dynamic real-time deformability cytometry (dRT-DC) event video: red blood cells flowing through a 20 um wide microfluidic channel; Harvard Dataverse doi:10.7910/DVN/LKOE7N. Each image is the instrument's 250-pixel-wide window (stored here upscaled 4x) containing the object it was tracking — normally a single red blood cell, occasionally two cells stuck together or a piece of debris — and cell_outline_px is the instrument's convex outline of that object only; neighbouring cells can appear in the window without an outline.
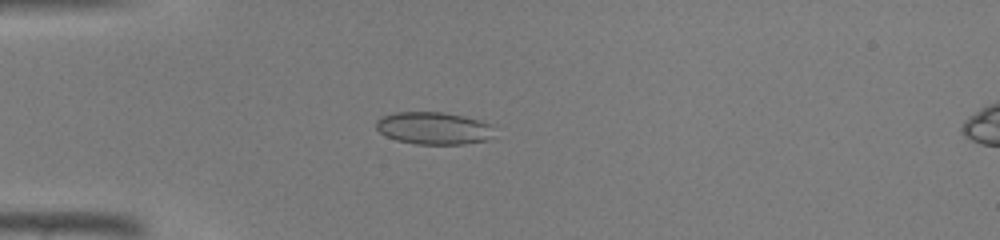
{"species": "common noctule bat (a hibernating species)", "species_latin": "Nyctalus noctula", "temperature_condition": "warm", "stored_images_in_passage": 33, "camera_frame_rate_fps": 3000, "um_per_image_px": 0.085, "animal": {"sex": "male", "body_mass_g": 19.0, "forearm_length_mm": 50.8}, "frame": {"image": 1, "passage_image": 1, "time_ms": 0.0, "image_size_px": [1000, 240], "cell_outline_px": [[492, 136], [488, 140], [464, 144], [416, 144], [396, 140], [380, 132], [376, 128], [376, 120], [380, 116], [396, 112], [444, 112], [464, 116], [480, 120], [488, 124]], "centroid_in_image_um": [36.81, 10.89], "position_along_channel_um": 48.2, "area_um2": 22.2}}
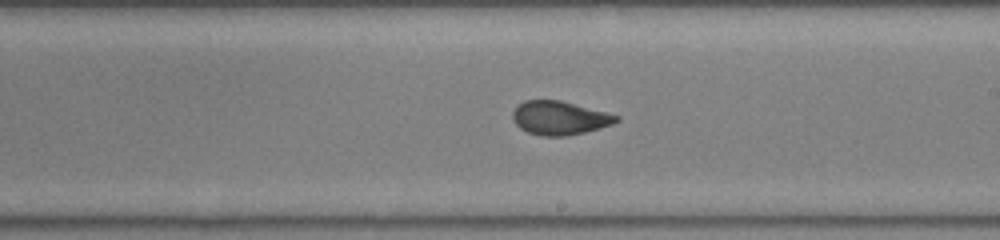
{"frame": {"image": 2, "passage_image": 15, "time_ms": 4.667, "image_size_px": [1000, 240], "cell_outline_px": [[620, 120], [612, 124], [600, 128], [568, 136], [544, 136], [528, 132], [520, 128], [512, 120], [512, 112], [524, 100], [560, 100], [620, 116]], "centroid_in_image_um": [47.56, 10.03], "position_along_channel_um": 241.4, "area_um2": 20.23}}
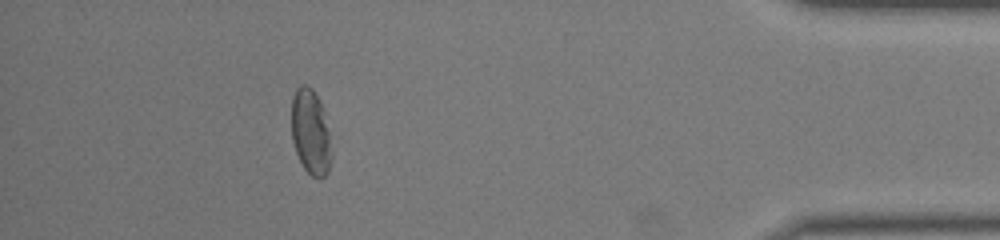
{"frame": {"image": 3, "passage_image": 29, "time_ms": 9.333, "image_size_px": [1000, 240], "cell_outline_px": [[332, 156], [328, 172], [320, 180], [312, 176], [304, 168], [296, 152], [292, 140], [292, 96], [296, 88], [300, 84], [308, 84], [312, 88], [320, 100], [324, 112], [328, 132]], "centroid_in_image_um": [26.4, 11.21], "position_along_channel_um": 408.8, "area_um2": 19.94}}